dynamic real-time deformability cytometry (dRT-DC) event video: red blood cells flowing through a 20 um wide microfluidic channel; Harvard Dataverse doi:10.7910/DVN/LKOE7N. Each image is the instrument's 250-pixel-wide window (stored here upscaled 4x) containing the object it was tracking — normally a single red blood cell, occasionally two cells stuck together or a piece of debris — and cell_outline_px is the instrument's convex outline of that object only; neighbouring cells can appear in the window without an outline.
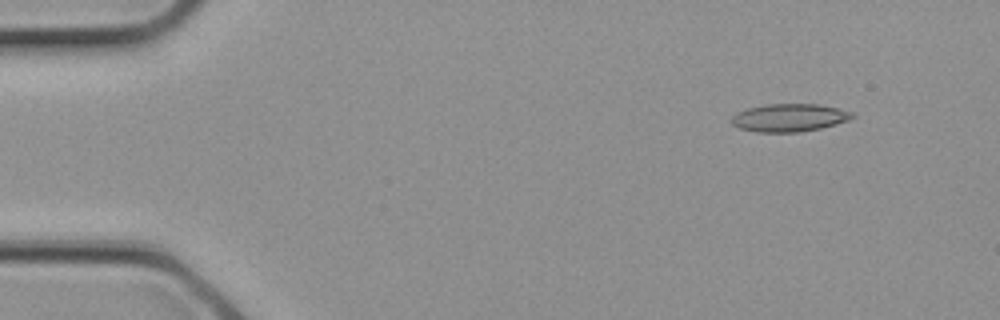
{"species": "common noctule bat (a hibernating species)", "species_latin": "Nyctalus noctula", "temperature_condition": "cold", "stored_images_in_passage": 3, "camera_frame_rate_fps": 3000, "um_per_image_px": 0.085, "animal": {"sex": "female", "body_mass_g": 21.9}, "frame": {"image": 1, "passage_image": 1, "time_ms": 0.0, "image_size_px": [1000, 320], "cell_outline_px": [[856, 116], [848, 120], [836, 124], [820, 128], [800, 132], [756, 132], [740, 128], [732, 124], [732, 116], [736, 112], [748, 108], [764, 104], [820, 104], [852, 112]], "centroid_in_image_um": [67.08, 10.0], "position_along_channel_um": 17.9, "area_um2": 19.59}}